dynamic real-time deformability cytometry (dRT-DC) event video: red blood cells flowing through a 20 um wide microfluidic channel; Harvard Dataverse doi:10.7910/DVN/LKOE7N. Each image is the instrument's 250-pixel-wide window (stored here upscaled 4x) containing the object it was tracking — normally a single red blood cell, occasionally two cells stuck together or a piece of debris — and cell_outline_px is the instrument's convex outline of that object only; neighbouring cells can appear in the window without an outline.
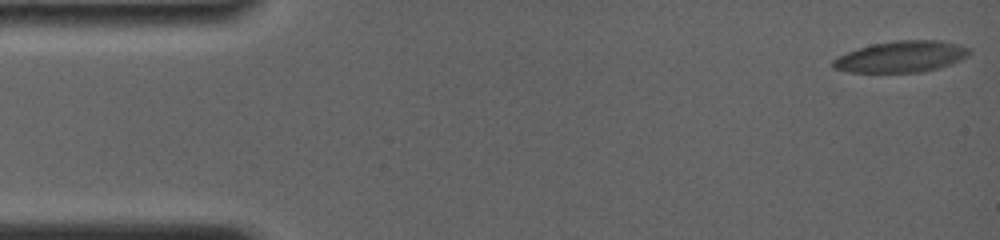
{"species": "common noctule bat (a hibernating species)", "species_latin": "Nyctalus noctula", "temperature_condition": "room temperature", "stored_images_in_passage": 59, "camera_frame_rate_fps": 4000, "um_per_image_px": 0.085, "animal": {"sex": "female", "body_mass_g": 19.0, "forearm_length_mm": 56.7}, "frame": {"image": 1, "passage_image": 1, "time_ms": 0.0, "image_size_px": [1000, 240], "cell_outline_px": [[972, 52], [968, 56], [952, 64], [924, 72], [848, 72], [832, 68], [832, 60], [848, 52], [872, 44], [896, 40], [940, 40], [960, 44], [972, 48]], "centroid_in_image_um": [76.67, 4.81], "position_along_channel_um": 8.3, "area_um2": 25.03}}
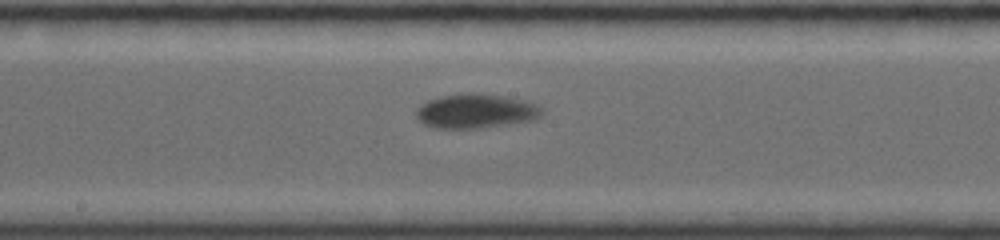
{"frame": {"image": 2, "passage_image": 36, "time_ms": 8.75, "image_size_px": [1000, 240], "cell_outline_px": [[544, 112], [540, 116], [532, 120], [480, 128], [432, 128], [424, 124], [416, 116], [416, 108], [420, 104], [428, 100], [440, 96], [472, 92], [504, 96], [524, 100], [536, 104]], "centroid_in_image_um": [40.41, 9.43], "position_along_channel_um": 207.8, "area_um2": 25.14}}
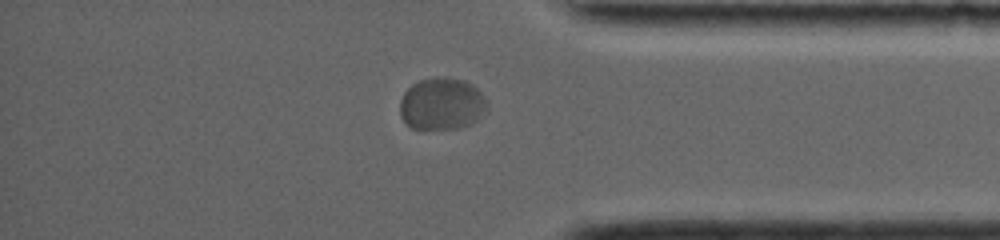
{"frame": {"image": 3, "passage_image": 57, "time_ms": 14.0, "image_size_px": [1000, 240], "cell_outline_px": [[488, 112], [476, 120], [468, 124], [456, 128], [412, 128], [404, 124], [400, 116], [400, 100], [404, 92], [412, 84], [420, 80], [436, 76], [464, 80], [472, 84], [484, 96], [488, 108]], "centroid_in_image_um": [37.54, 8.82], "position_along_channel_um": 397.7, "area_um2": 26.59}}